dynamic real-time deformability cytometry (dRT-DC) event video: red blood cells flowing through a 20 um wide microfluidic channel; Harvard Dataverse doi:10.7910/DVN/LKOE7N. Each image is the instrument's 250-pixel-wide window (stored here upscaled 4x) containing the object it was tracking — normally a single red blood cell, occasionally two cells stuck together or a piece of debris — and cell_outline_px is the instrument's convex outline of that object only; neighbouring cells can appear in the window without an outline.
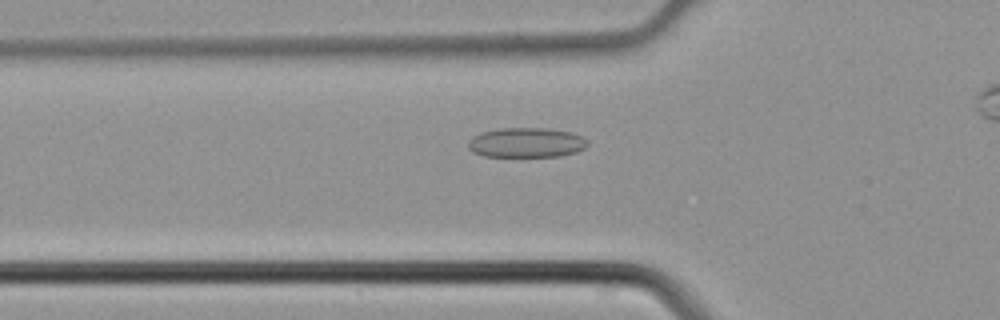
{"species": "common noctule bat (a hibernating species)", "species_latin": "Nyctalus noctula", "temperature_condition": "cold", "stored_images_in_passage": 6, "camera_frame_rate_fps": 3000, "um_per_image_px": 0.085, "animal": {"sex": "male", "body_mass_g": 21.5, "forearm_length_mm": 52.0}, "frame": {"image": 1, "passage_image": 5, "time_ms": 1.333, "image_size_px": [1000, 320], "cell_outline_px": [[588, 144], [584, 148], [576, 152], [560, 156], [484, 156], [472, 152], [468, 148], [468, 140], [472, 136], [480, 132], [500, 128], [544, 128], [572, 132], [584, 136], [588, 140]], "centroid_in_image_um": [44.73, 12.11], "position_along_channel_um": 81.1, "area_um2": 20.92}}